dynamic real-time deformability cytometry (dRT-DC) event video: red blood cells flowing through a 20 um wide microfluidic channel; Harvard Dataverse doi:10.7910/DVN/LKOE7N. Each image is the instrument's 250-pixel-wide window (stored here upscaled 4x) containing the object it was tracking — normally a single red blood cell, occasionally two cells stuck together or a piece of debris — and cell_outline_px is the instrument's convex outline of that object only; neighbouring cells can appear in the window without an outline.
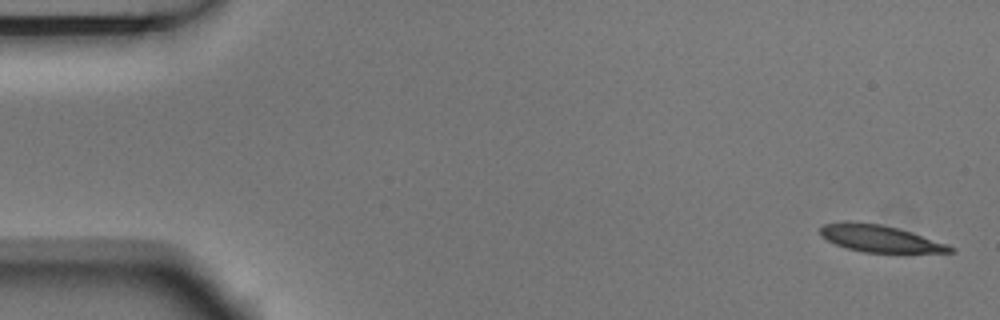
{"species": "Egyptian fruit bat (a non-hibernating species)", "species_latin": "Rousettus aegyptiacus", "temperature_condition": "room temperature", "stored_images_in_passage": 3, "camera_frame_rate_fps": 3000, "um_per_image_px": 0.085, "animal": {"sex": "male"}, "frame": {"image": 1, "passage_image": 1, "time_ms": 0.0, "image_size_px": [1000, 320], "cell_outline_px": [[956, 252], [904, 256], [864, 252], [848, 248], [836, 244], [820, 236], [820, 228], [824, 224], [844, 220], [848, 220], [880, 224], [900, 228], [948, 244], [956, 248]], "centroid_in_image_um": [74.93, 20.33], "position_along_channel_um": 10.1, "area_um2": 21.79}}